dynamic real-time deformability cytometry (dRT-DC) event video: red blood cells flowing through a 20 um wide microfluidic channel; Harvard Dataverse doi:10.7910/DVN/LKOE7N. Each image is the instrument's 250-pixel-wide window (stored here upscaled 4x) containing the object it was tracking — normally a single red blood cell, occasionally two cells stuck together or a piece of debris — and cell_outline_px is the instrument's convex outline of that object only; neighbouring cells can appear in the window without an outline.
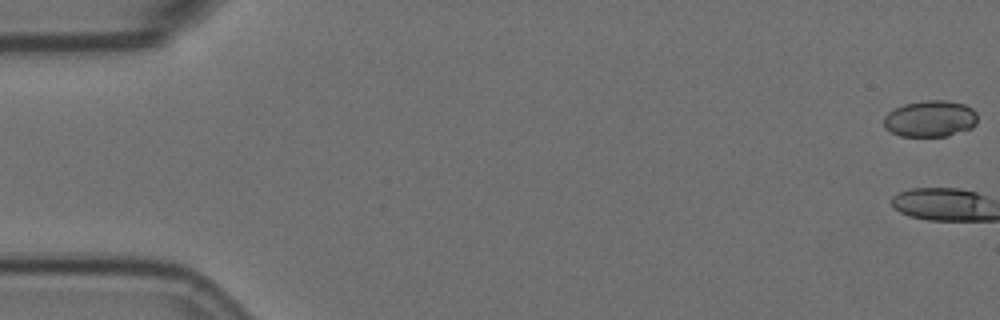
{"species": "Egyptian fruit bat (a non-hibernating species)", "species_latin": "Rousettus aegyptiacus", "temperature_condition": "room temperature", "stored_images_in_passage": 7, "camera_frame_rate_fps": 3000, "um_per_image_px": 0.085, "animal": {"sex": "female"}, "frame": {"image": 1, "passage_image": 1, "time_ms": 0.0, "image_size_px": [1000, 320], "cell_outline_px": [[976, 124], [972, 128], [948, 136], [900, 136], [884, 128], [884, 116], [888, 112], [904, 104], [924, 100], [944, 100], [964, 104], [972, 108], [976, 112]], "centroid_in_image_um": [79.07, 10.09], "position_along_channel_um": 5.9, "area_um2": 19.94}}
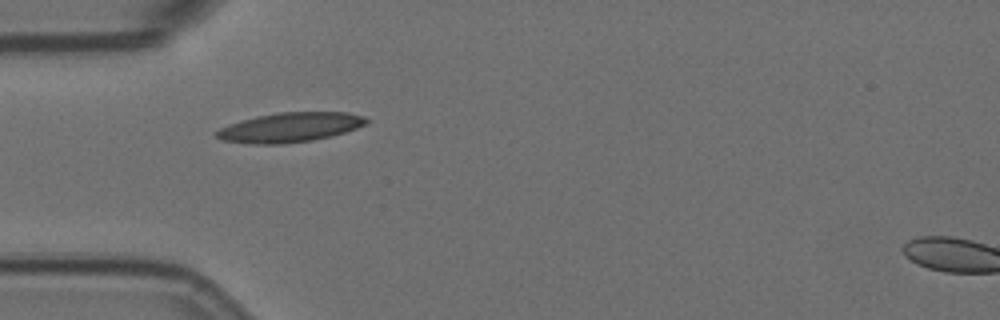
{"frame": {"image": 2, "passage_image": 6, "time_ms": 1.667, "image_size_px": [1000, 320], "cell_outline_px": [[368, 120], [364, 124], [356, 128], [344, 132], [312, 140], [280, 144], [252, 144], [224, 140], [216, 136], [216, 132], [220, 128], [240, 120], [256, 116], [280, 112], [348, 112], [364, 116]], "centroid_in_image_um": [24.64, 10.81], "position_along_channel_um": 60.4, "area_um2": 25.49}}
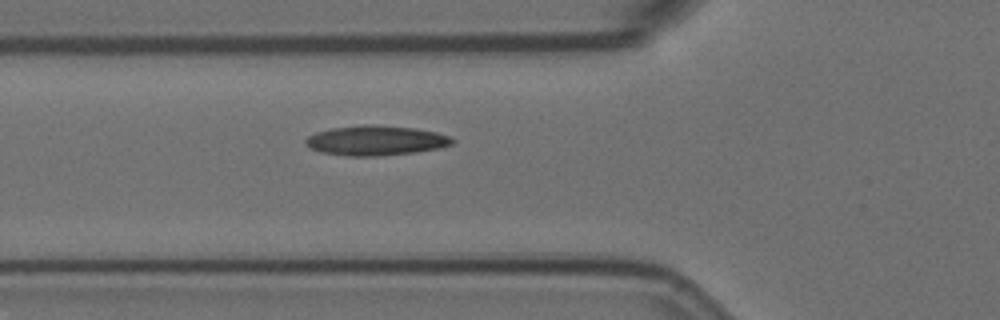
{"frame": {"image": 3, "passage_image": 7, "time_ms": 2.0, "image_size_px": [1000, 320], "cell_outline_px": [[456, 140], [452, 144], [436, 148], [416, 152], [380, 156], [348, 156], [320, 152], [308, 148], [304, 144], [304, 140], [308, 136], [316, 132], [332, 128], [364, 124], [372, 124], [416, 128], [436, 132], [448, 136]], "centroid_in_image_um": [31.9, 11.94], "position_along_channel_um": 93.9, "area_um2": 25.66}}